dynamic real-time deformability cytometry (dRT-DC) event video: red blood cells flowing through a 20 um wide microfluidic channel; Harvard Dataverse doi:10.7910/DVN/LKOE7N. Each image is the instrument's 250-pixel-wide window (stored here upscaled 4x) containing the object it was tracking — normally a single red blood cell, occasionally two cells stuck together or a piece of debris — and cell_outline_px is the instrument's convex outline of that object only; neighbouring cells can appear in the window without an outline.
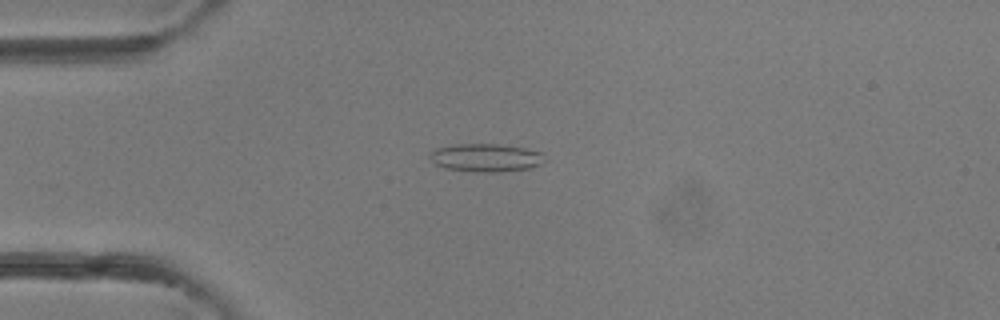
{"species": "common noctule bat (a hibernating species)", "species_latin": "Nyctalus noctula", "temperature_condition": "room temperature", "stored_images_in_passage": 31, "camera_frame_rate_fps": 3000, "um_per_image_px": 0.085, "animal": {"sex": "female"}, "frame": {"image": 1, "passage_image": 2, "time_ms": 0.333, "image_size_px": [1000, 320], "cell_outline_px": [[544, 160], [540, 164], [528, 168], [496, 172], [476, 172], [444, 168], [436, 164], [428, 156], [436, 148], [456, 144], [500, 144], [524, 148], [544, 152]], "centroid_in_image_um": [41.3, 13.4], "position_along_channel_um": 43.7, "area_um2": 18.73}}
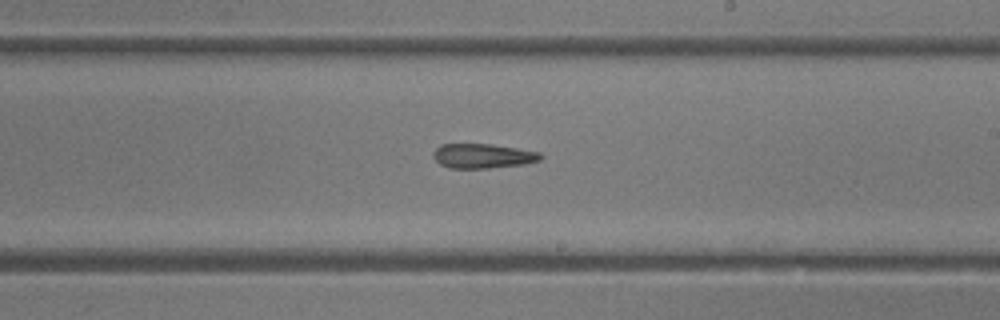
{"frame": {"image": 2, "passage_image": 15, "time_ms": 4.667, "image_size_px": [1000, 320], "cell_outline_px": [[544, 156], [540, 160], [524, 164], [488, 168], [448, 168], [440, 164], [432, 156], [432, 152], [440, 144], [492, 144], [540, 152]], "centroid_in_image_um": [41.02, 13.25], "position_along_channel_um": 248.0, "area_um2": 15.43}}
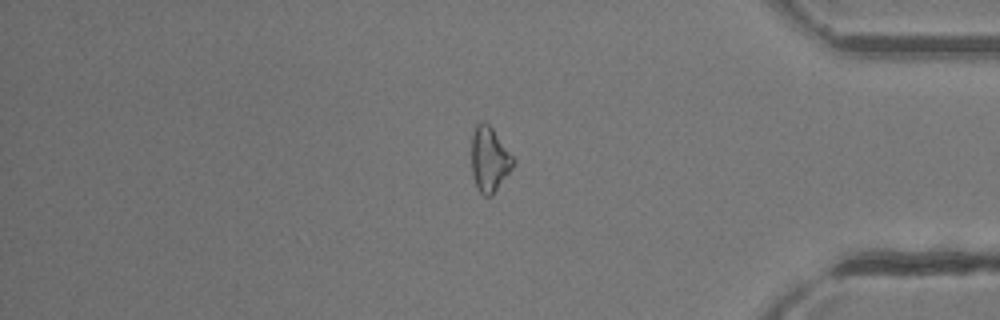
{"frame": {"image": 3, "passage_image": 25, "time_ms": 8.0, "image_size_px": [1000, 320], "cell_outline_px": [[516, 160], [512, 168], [492, 196], [484, 196], [476, 188], [472, 176], [472, 132], [476, 124], [480, 120], [484, 120], [492, 128]], "centroid_in_image_um": [41.59, 13.54], "position_along_channel_um": 393.6, "area_um2": 15.9}}